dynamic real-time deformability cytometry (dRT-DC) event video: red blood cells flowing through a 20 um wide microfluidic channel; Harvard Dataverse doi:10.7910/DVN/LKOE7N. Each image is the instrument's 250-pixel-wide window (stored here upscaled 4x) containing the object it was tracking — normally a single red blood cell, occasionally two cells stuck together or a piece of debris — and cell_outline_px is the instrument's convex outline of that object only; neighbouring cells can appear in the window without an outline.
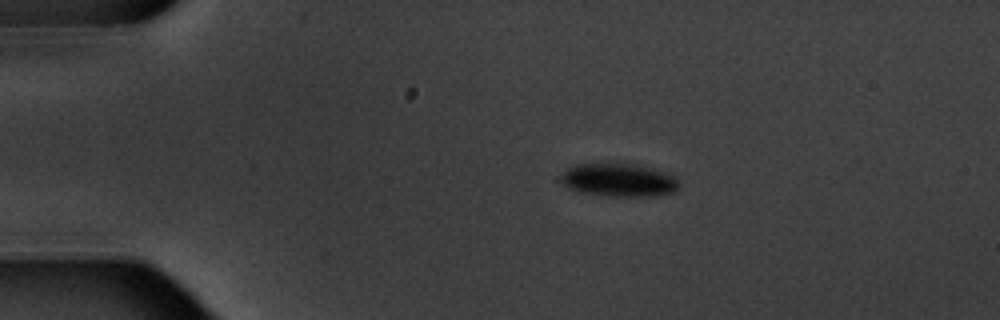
{"species": "common noctule bat (a hibernating species)", "species_latin": "Nyctalus noctula", "temperature_condition": "warm", "stored_images_in_passage": 14, "camera_frame_rate_fps": 3000, "um_per_image_px": 0.085, "animal": {"sex": "male", "body_mass_g": 20.1, "forearm_length_mm": 53.5}, "frame": {"image": 1, "passage_image": 2, "time_ms": 2.0, "image_size_px": [1000, 320], "cell_outline_px": [[680, 184], [676, 192], [652, 196], [608, 196], [580, 192], [568, 188], [560, 180], [560, 176], [564, 168], [576, 164], [632, 164], [648, 168], [672, 176]], "centroid_in_image_um": [52.52, 15.32], "position_along_channel_um": 32.5, "area_um2": 22.6}}
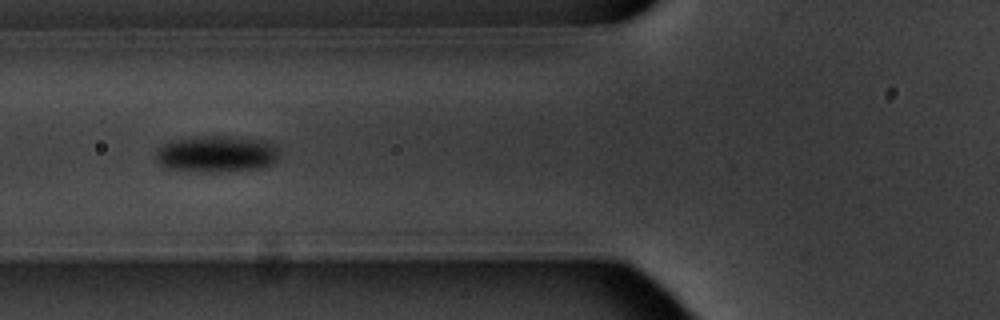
{"frame": {"image": 2, "passage_image": 5, "time_ms": 5.667, "image_size_px": [1000, 320], "cell_outline_px": [[280, 156], [272, 164], [260, 168], [220, 172], [204, 172], [164, 168], [156, 160], [156, 148], [172, 140], [192, 136], [228, 136], [264, 140], [276, 144], [280, 148]], "centroid_in_image_um": [18.43, 13.08], "position_along_channel_um": 107.4, "area_um2": 26.88}}
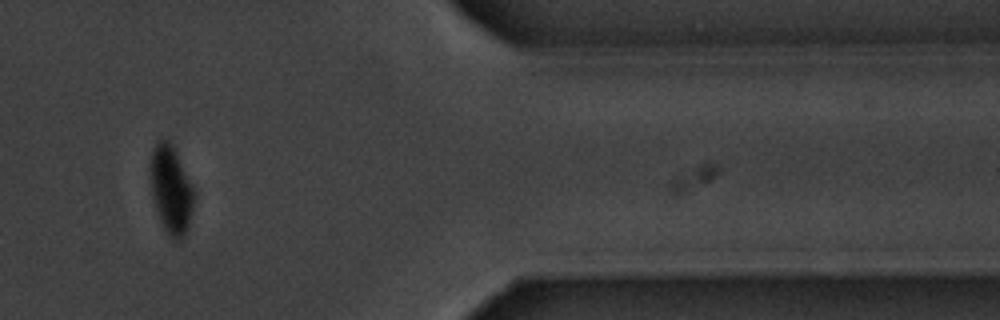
{"frame": {"image": 3, "passage_image": 12, "time_ms": 14.667, "image_size_px": [1000, 320], "cell_outline_px": [[196, 200], [188, 228], [184, 236], [180, 240], [172, 240], [168, 236], [160, 220], [152, 196], [148, 168], [152, 148], [156, 140], [168, 140], [176, 148], [196, 192]], "centroid_in_image_um": [14.55, 16.08], "position_along_channel_um": 396.8, "area_um2": 23.41}, "authors_computed_cell_mechanics": {"area_um2": 24.5939, "velocity_mm_per_s": 3.5065, "shape_relaxation_time_tau1_ms": 2.0601, "shape_relaxation_time_tau2_ms": null, "deformation_change_tau1": 0.0933, "deformation_change_tau2": null}}